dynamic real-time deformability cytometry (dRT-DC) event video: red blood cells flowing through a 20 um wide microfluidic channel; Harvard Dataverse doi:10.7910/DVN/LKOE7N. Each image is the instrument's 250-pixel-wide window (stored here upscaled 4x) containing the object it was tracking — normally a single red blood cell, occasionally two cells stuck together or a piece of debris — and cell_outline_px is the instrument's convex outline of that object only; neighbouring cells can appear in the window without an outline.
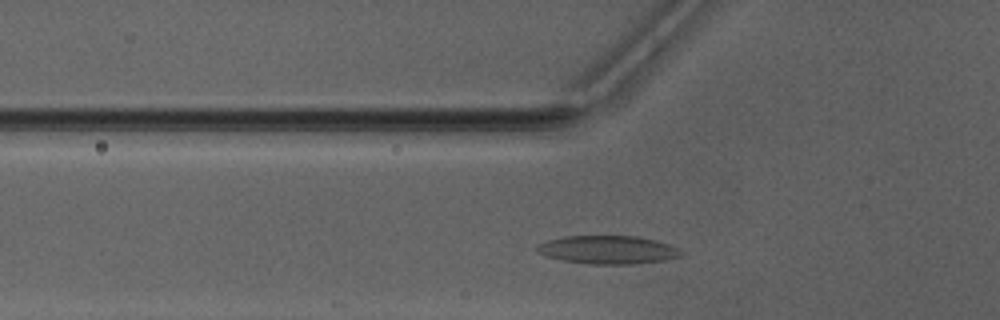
{"species": "Egyptian fruit bat (a non-hibernating species)", "species_latin": "Rousettus aegyptiacus", "temperature_condition": "warm", "stored_images_in_passage": 26, "camera_frame_rate_fps": 3000, "um_per_image_px": 0.085, "animal": {"sex": "male"}, "frame": {"image": 1, "passage_image": 3, "time_ms": 0.667, "image_size_px": [1000, 320], "cell_outline_px": [[684, 252], [680, 256], [664, 260], [636, 264], [588, 264], [560, 260], [536, 252], [536, 244], [548, 240], [564, 236], [636, 236], [656, 240], [668, 244]], "centroid_in_image_um": [51.64, 21.23], "position_along_channel_um": 74.2, "area_um2": 23.81}}
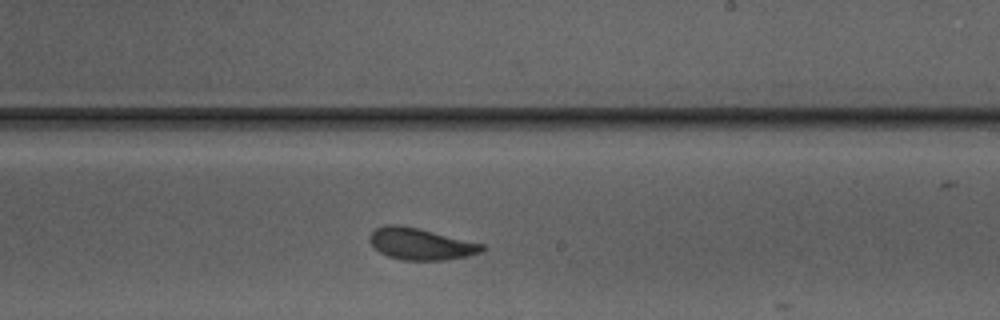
{"frame": {"image": 2, "passage_image": 16, "time_ms": 5.0, "image_size_px": [1000, 320], "cell_outline_px": [[488, 248], [480, 252], [468, 256], [444, 260], [400, 260], [388, 256], [380, 252], [368, 240], [368, 236], [376, 228], [384, 224], [396, 224], [416, 228], [484, 244]], "centroid_in_image_um": [35.75, 20.74], "position_along_channel_um": 253.3, "area_um2": 20.63}}
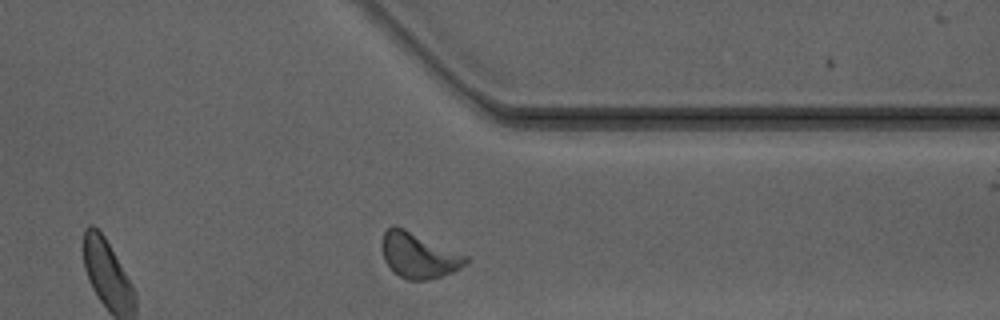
{"frame": {"image": 3, "passage_image": 25, "time_ms": 8.0, "image_size_px": [1000, 320], "cell_outline_px": [[472, 260], [460, 268], [452, 272], [428, 280], [408, 280], [392, 272], [384, 260], [380, 248], [380, 244], [384, 232], [388, 228], [404, 228], [468, 256]], "centroid_in_image_um": [35.58, 21.73], "position_along_channel_um": 375.8, "area_um2": 22.2}, "authors_computed_cell_mechanics": {"area_um2": 20.9236, "velocity_mm_per_s": 4.1399, "shape_relaxation_time_tau1_ms": 2.4536, "shape_relaxation_time_tau2_ms": 1.705, "deformation_change_tau1": 0.1112, "deformation_change_tau2": 0.0726}}